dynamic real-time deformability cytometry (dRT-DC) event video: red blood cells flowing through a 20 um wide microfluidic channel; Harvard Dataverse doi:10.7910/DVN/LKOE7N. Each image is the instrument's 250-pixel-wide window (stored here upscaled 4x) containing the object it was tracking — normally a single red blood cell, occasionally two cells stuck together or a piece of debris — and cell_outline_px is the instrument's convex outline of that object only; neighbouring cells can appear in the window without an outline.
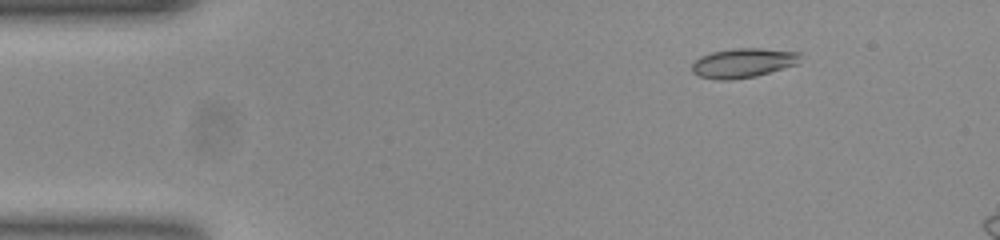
{"species": "common noctule bat (a hibernating species)", "species_latin": "Nyctalus noctula", "temperature_condition": "room temperature", "stored_images_in_passage": 14, "camera_frame_rate_fps": 3000, "um_per_image_px": 0.085, "animal": {"sex": "female", "body_mass_g": 23.0, "forearm_length_mm": 53.4}, "frame": {"image": 1, "passage_image": 7, "time_ms": 2.0, "image_size_px": [1000, 240], "cell_outline_px": [[800, 64], [756, 76], [728, 80], [716, 80], [700, 76], [692, 72], [692, 64], [700, 56], [712, 52], [732, 48], [760, 48], [800, 52]], "centroid_in_image_um": [63.19, 5.35], "position_along_channel_um": 21.8, "area_um2": 18.73}}